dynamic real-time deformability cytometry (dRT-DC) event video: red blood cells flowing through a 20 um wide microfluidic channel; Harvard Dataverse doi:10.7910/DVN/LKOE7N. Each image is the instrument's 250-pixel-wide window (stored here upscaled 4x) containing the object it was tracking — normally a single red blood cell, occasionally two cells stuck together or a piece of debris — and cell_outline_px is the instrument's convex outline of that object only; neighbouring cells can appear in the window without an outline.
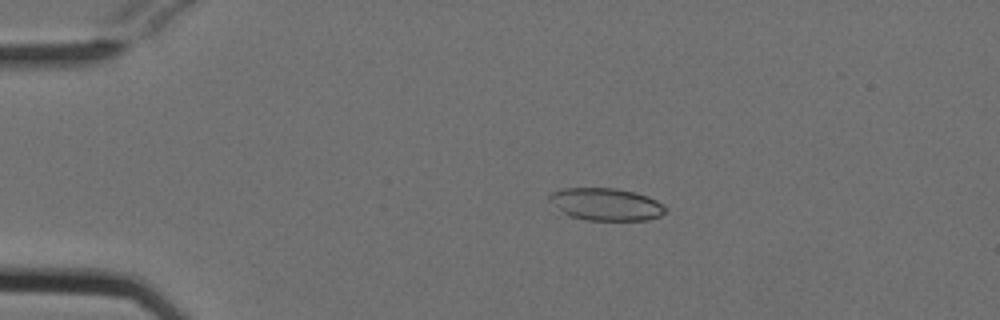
{"species": "Egyptian fruit bat (a non-hibernating species)", "species_latin": "Rousettus aegyptiacus", "temperature_condition": "cold", "stored_images_in_passage": 21, "camera_frame_rate_fps": 3000, "um_per_image_px": 0.085, "animal": {"sex": "female"}, "frame": {"image": 1, "passage_image": 11, "time_ms": 3.333, "image_size_px": [1000, 320], "cell_outline_px": [[668, 208], [660, 216], [648, 220], [588, 220], [568, 216], [548, 200], [548, 196], [552, 192], [564, 188], [616, 188], [636, 192], [648, 196], [664, 204]], "centroid_in_image_um": [51.54, 17.36], "position_along_channel_um": 33.5, "area_um2": 22.02}}
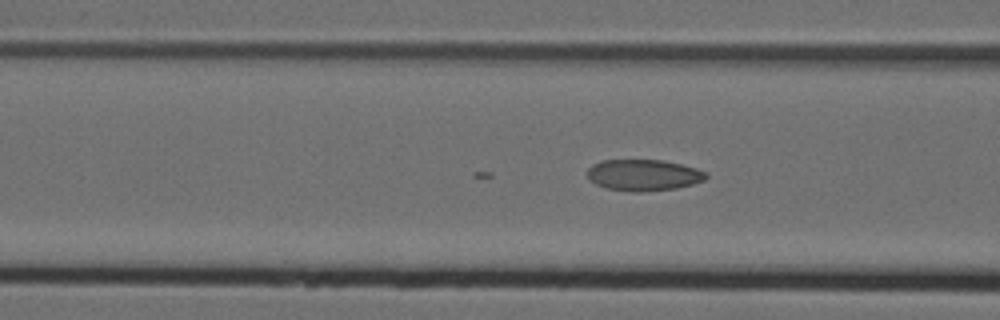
{"frame": {"image": 2, "passage_image": 21, "time_ms": 6.667, "image_size_px": [1000, 320], "cell_outline_px": [[708, 176], [704, 180], [692, 184], [676, 188], [640, 192], [632, 192], [604, 188], [596, 184], [588, 176], [588, 168], [592, 164], [600, 160], [664, 160], [696, 168], [708, 172]], "centroid_in_image_um": [54.7, 14.88], "position_along_channel_um": 111.9, "area_um2": 21.73}}